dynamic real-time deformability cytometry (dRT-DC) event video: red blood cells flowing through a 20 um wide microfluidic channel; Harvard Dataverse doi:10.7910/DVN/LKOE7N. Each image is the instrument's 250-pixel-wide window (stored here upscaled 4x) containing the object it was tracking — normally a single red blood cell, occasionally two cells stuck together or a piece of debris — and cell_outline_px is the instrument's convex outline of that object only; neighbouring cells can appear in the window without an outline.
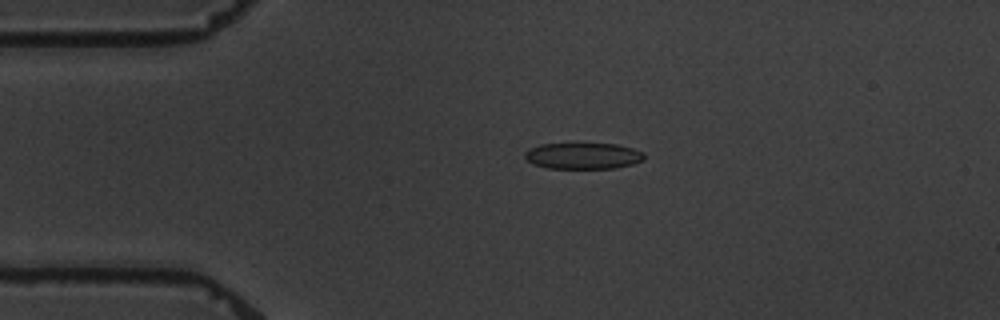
{"species": "common noctule bat (a hibernating species)", "species_latin": "Nyctalus noctula", "temperature_condition": "warm", "stored_images_in_passage": 5, "camera_frame_rate_fps": 3000, "um_per_image_px": 0.085, "animal": {"sex": "male", "body_mass_g": 19.5, "forearm_length_mm": 54.6}, "frame": {"image": 1, "passage_image": 4, "time_ms": 3.667, "image_size_px": [1000, 320], "cell_outline_px": [[644, 160], [632, 164], [616, 168], [548, 168], [536, 164], [528, 160], [524, 156], [524, 152], [528, 148], [540, 144], [616, 144], [632, 148], [644, 152]], "centroid_in_image_um": [49.57, 13.24], "position_along_channel_um": 35.4, "area_um2": 18.15}}